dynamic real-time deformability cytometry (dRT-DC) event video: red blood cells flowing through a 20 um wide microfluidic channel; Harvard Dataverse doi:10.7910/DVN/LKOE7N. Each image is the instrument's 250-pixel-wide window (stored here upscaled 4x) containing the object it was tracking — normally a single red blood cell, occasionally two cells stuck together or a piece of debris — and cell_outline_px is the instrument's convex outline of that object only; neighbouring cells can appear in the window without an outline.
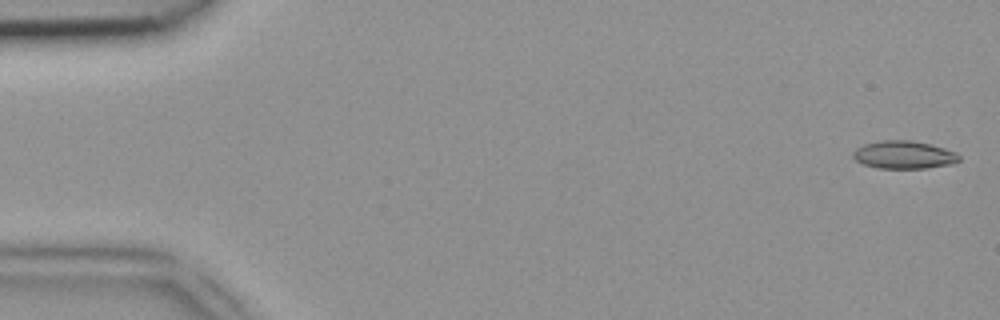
{"species": "common noctule bat (a hibernating species)", "species_latin": "Nyctalus noctula", "temperature_condition": "room temperature", "stored_images_in_passage": 47, "camera_frame_rate_fps": 3000, "um_per_image_px": 0.085, "animal": {"sex": "female", "body_mass_g": 18.4}, "frame": {"image": 1, "passage_image": 1, "time_ms": 0.0, "image_size_px": [1000, 320], "cell_outline_px": [[960, 160], [952, 164], [924, 168], [876, 168], [864, 164], [856, 160], [852, 156], [852, 152], [856, 148], [864, 144], [880, 140], [912, 140], [932, 144], [956, 152], [960, 156]], "centroid_in_image_um": [76.83, 13.15], "position_along_channel_um": 8.2, "area_um2": 17.34}}
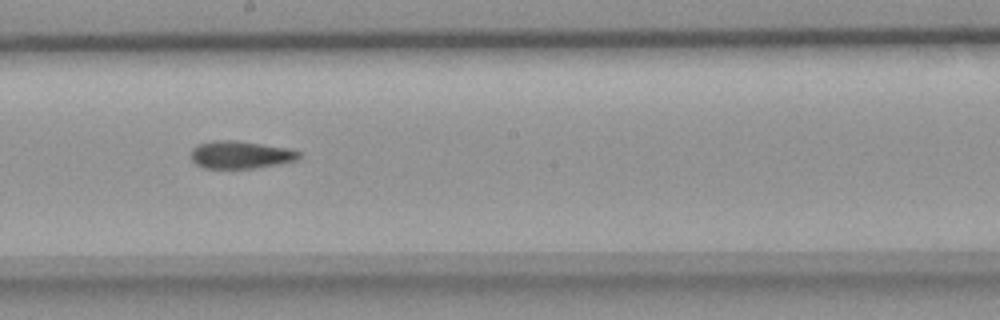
{"frame": {"image": 2, "passage_image": 26, "time_ms": 8.333, "image_size_px": [1000, 320], "cell_outline_px": [[300, 156], [296, 160], [256, 168], [204, 168], [196, 164], [188, 156], [192, 148], [196, 144], [216, 140], [236, 140], [288, 148], [300, 152]], "centroid_in_image_um": [20.37, 13.15], "position_along_channel_um": 227.8, "area_um2": 17.46}}
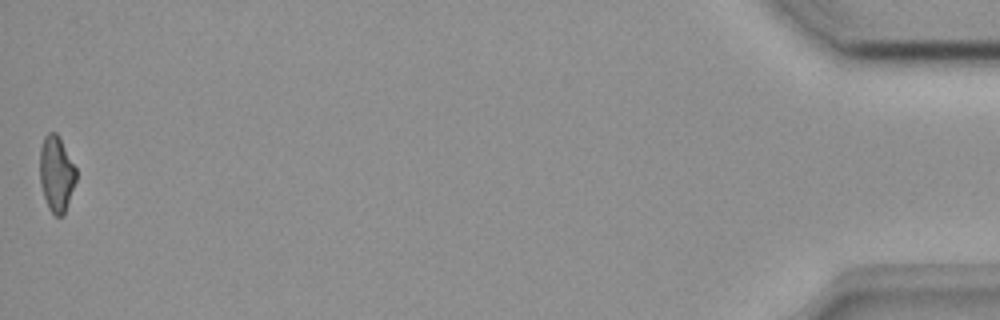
{"frame": {"image": 3, "passage_image": 47, "time_ms": 15.333, "image_size_px": [1000, 320], "cell_outline_px": [[76, 180], [64, 216], [56, 216], [48, 208], [40, 184], [40, 148], [44, 136], [48, 132], [56, 132], [60, 136], [76, 168]], "centroid_in_image_um": [4.8, 14.75], "position_along_channel_um": 430.4, "area_um2": 16.18}}